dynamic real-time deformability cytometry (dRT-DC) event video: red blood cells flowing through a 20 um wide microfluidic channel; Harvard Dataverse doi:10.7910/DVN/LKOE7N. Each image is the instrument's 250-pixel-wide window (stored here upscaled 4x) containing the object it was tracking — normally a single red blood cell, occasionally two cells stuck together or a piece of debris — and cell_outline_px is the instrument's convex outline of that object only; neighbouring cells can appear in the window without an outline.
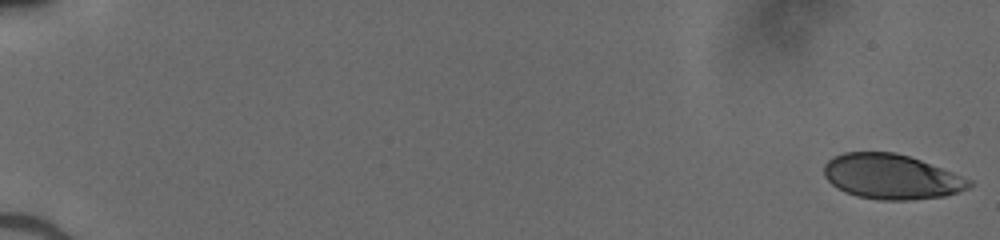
{"species": "human", "species_latin": "Homo sapiens", "temperature_condition": "cold", "stored_images_in_passage": 51, "camera_frame_rate_fps": 3000, "um_per_image_px": 0.085, "donor": {"sex": "male"}, "frame": {"image": 1, "passage_image": 1, "time_ms": 0.0, "image_size_px": [1000, 240], "cell_outline_px": [[972, 184], [968, 188], [944, 196], [908, 200], [880, 200], [856, 196], [844, 192], [832, 184], [824, 176], [824, 164], [832, 156], [844, 152], [896, 152], [920, 160], [952, 172], [972, 180]], "centroid_in_image_um": [75.73, 15.01], "position_along_channel_um": 9.3, "area_um2": 37.92}}
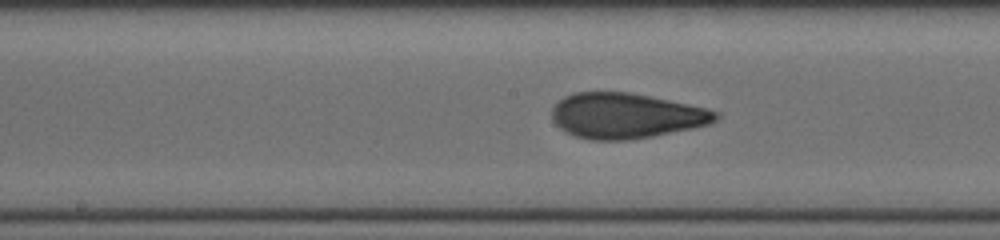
{"frame": {"image": 2, "passage_image": 29, "time_ms": 9.333, "image_size_px": [1000, 240], "cell_outline_px": [[720, 116], [712, 124], [652, 136], [628, 140], [592, 140], [576, 136], [560, 128], [552, 120], [552, 108], [564, 96], [572, 92], [628, 92], [708, 108], [720, 112]], "centroid_in_image_um": [53.22, 9.83], "position_along_channel_um": 195.0, "area_um2": 43.18}}
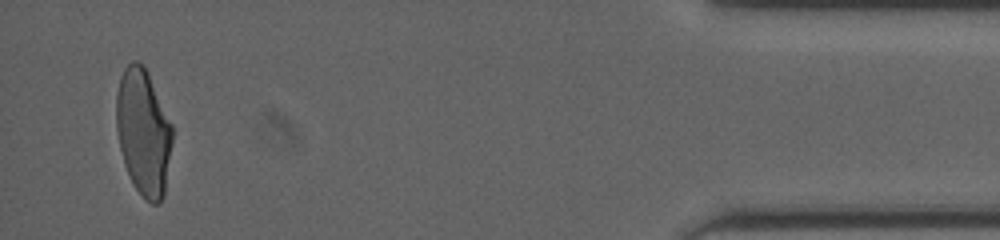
{"frame": {"image": 3, "passage_image": 50, "time_ms": 16.333, "image_size_px": [1000, 240], "cell_outline_px": [[172, 140], [164, 196], [156, 204], [152, 204], [132, 184], [124, 164], [120, 148], [116, 128], [116, 92], [120, 76], [124, 68], [132, 60], [136, 60], [144, 64], [148, 72], [172, 124]], "centroid_in_image_um": [12.17, 11.18], "position_along_channel_um": 423.0, "area_um2": 41.27}}